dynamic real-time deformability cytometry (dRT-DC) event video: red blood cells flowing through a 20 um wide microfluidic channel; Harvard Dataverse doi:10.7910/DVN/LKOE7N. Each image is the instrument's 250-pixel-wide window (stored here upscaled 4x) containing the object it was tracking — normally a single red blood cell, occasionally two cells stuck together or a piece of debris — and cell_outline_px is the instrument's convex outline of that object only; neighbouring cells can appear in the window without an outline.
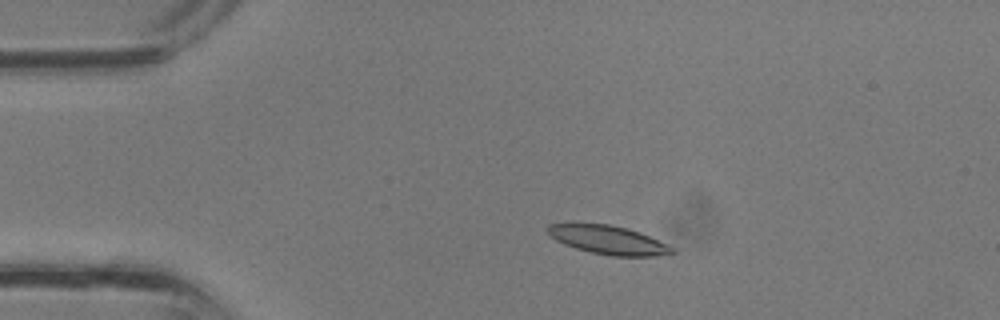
{"species": "common noctule bat (a hibernating species)", "species_latin": "Nyctalus noctula", "temperature_condition": "room temperature", "stored_images_in_passage": 30, "camera_frame_rate_fps": 3000, "um_per_image_px": 0.085, "animal": {"sex": "male", "body_mass_g": 13.3}, "frame": {"image": 1, "passage_image": 1, "time_ms": 0.0, "image_size_px": [1000, 320], "cell_outline_px": [[676, 252], [672, 256], [612, 256], [592, 252], [576, 248], [564, 244], [556, 240], [544, 228], [548, 224], [608, 224], [640, 232], [668, 244]], "centroid_in_image_um": [51.76, 20.41], "position_along_channel_um": 33.2, "area_um2": 20.69}}
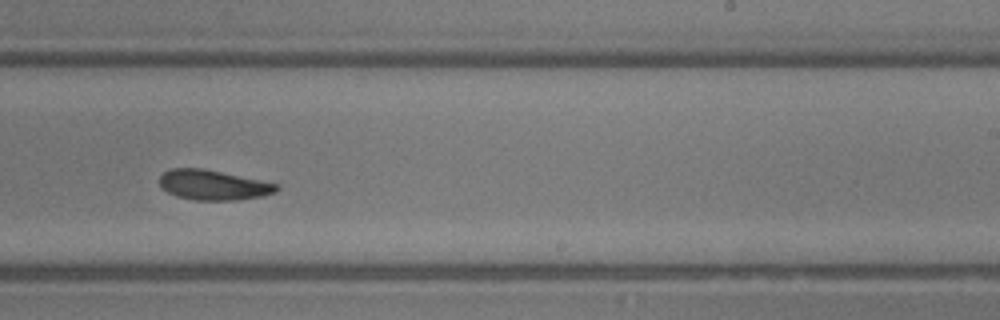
{"frame": {"image": 2, "passage_image": 16, "time_ms": 5.0, "image_size_px": [1000, 320], "cell_outline_px": [[280, 188], [276, 192], [264, 196], [236, 200], [196, 200], [176, 196], [168, 192], [160, 184], [160, 176], [164, 172], [172, 168], [200, 168], [280, 184]], "centroid_in_image_um": [18.16, 15.73], "position_along_channel_um": 270.8, "area_um2": 20.29}}
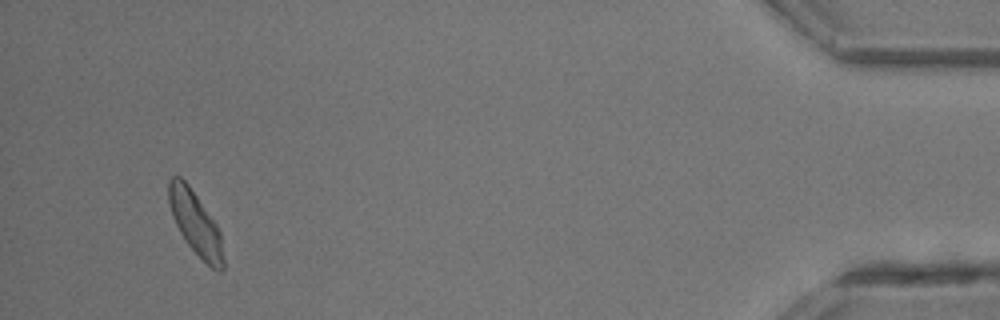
{"frame": {"image": 3, "passage_image": 28, "time_ms": 9.0, "image_size_px": [1000, 320], "cell_outline_px": [[224, 268], [220, 272], [212, 268], [188, 244], [180, 232], [172, 216], [168, 200], [168, 180], [172, 176], [180, 176], [188, 184], [216, 224], [220, 232], [224, 260]], "centroid_in_image_um": [16.6, 18.95], "position_along_channel_um": 418.6, "area_um2": 19.83}}